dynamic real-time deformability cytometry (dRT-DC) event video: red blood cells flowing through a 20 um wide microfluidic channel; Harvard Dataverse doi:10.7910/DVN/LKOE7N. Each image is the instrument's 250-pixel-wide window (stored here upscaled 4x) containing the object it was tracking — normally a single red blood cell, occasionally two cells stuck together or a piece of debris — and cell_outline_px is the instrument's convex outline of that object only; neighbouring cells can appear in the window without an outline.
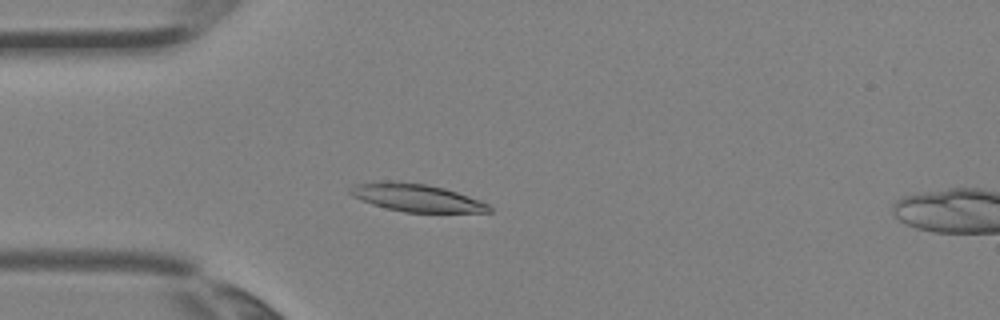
{"species": "Egyptian fruit bat (a non-hibernating species)", "species_latin": "Rousettus aegyptiacus", "temperature_condition": "room temperature", "stored_images_in_passage": 4, "camera_frame_rate_fps": 3000, "um_per_image_px": 0.085, "animal": {"sex": "female"}, "frame": {"image": 1, "passage_image": 3, "time_ms": 0.667, "image_size_px": [1000, 320], "cell_outline_px": [[492, 212], [404, 212], [372, 204], [352, 196], [348, 192], [348, 188], [352, 184], [384, 180], [388, 180], [424, 184], [444, 188], [480, 200], [488, 204], [492, 208]], "centroid_in_image_um": [35.35, 16.79], "position_along_channel_um": 49.7, "area_um2": 22.43}}